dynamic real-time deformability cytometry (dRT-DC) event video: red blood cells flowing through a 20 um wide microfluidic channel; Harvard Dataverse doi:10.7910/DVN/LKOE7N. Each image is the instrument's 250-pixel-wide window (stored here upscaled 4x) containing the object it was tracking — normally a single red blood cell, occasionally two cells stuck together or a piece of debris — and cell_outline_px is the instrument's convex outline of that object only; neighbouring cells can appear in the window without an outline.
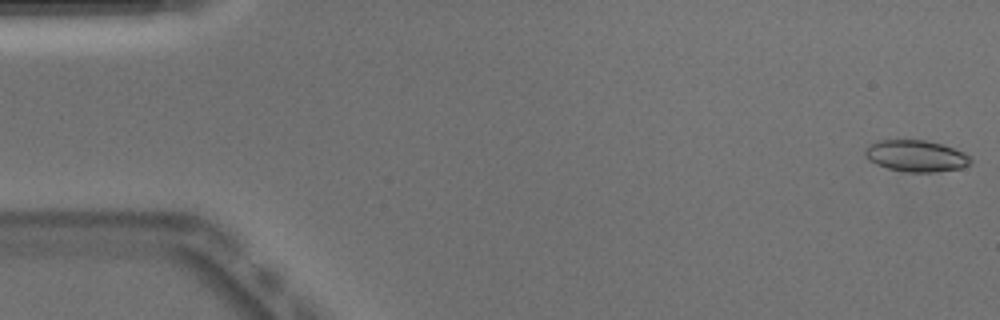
{"species": "Egyptian fruit bat (a non-hibernating species)", "species_latin": "Rousettus aegyptiacus", "temperature_condition": "warm", "stored_images_in_passage": 51, "camera_frame_rate_fps": 3000, "um_per_image_px": 0.085, "animal": {"sex": "male"}, "frame": {"image": 1, "passage_image": 1, "time_ms": 0.0, "image_size_px": [1000, 320], "cell_outline_px": [[972, 160], [968, 164], [960, 168], [932, 172], [908, 172], [888, 168], [876, 164], [868, 160], [864, 156], [864, 152], [872, 144], [880, 140], [924, 140], [944, 144], [964, 152], [972, 156]], "centroid_in_image_um": [77.89, 13.25], "position_along_channel_um": 7.1, "area_um2": 19.31}}
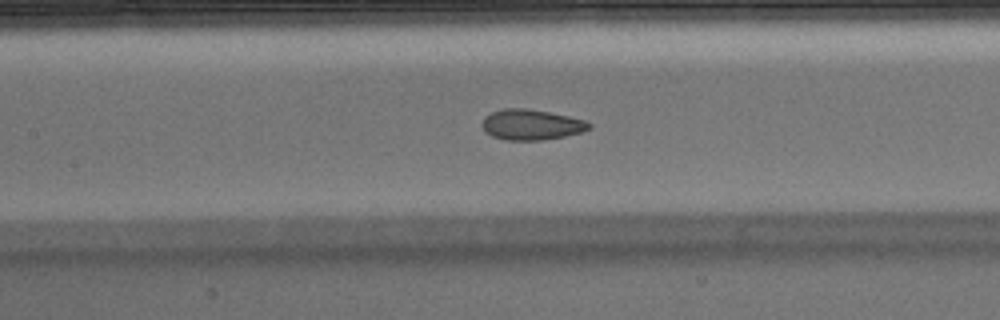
{"frame": {"image": 2, "passage_image": 23, "time_ms": 7.333, "image_size_px": [1000, 320], "cell_outline_px": [[592, 128], [584, 132], [564, 136], [540, 140], [504, 140], [492, 136], [484, 132], [480, 124], [484, 116], [492, 112], [504, 108], [524, 108], [548, 112], [568, 116], [584, 120], [592, 124]], "centroid_in_image_um": [45.13, 10.6], "position_along_channel_um": 162.3, "area_um2": 19.19}}
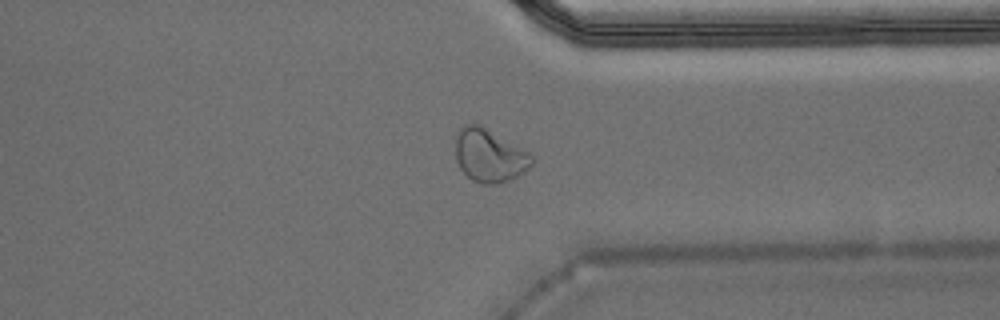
{"frame": {"image": 3, "passage_image": 39, "time_ms": 12.667, "image_size_px": [1000, 320], "cell_outline_px": [[532, 164], [524, 172], [508, 180], [496, 184], [480, 184], [472, 180], [460, 168], [456, 160], [456, 136], [460, 128], [468, 124], [480, 124], [528, 152], [532, 156]], "centroid_in_image_um": [41.58, 13.23], "position_along_channel_um": 369.8, "area_um2": 23.29}, "authors_computed_cell_mechanics": {"area_um2": 19.5364, "velocity_mm_per_s": 3.9334, "shape_relaxation_time_tau1_ms": null, "shape_relaxation_time_tau2_ms": 1.5098, "deformation_change_tau1": null, "deformation_change_tau2": 0.0699}}